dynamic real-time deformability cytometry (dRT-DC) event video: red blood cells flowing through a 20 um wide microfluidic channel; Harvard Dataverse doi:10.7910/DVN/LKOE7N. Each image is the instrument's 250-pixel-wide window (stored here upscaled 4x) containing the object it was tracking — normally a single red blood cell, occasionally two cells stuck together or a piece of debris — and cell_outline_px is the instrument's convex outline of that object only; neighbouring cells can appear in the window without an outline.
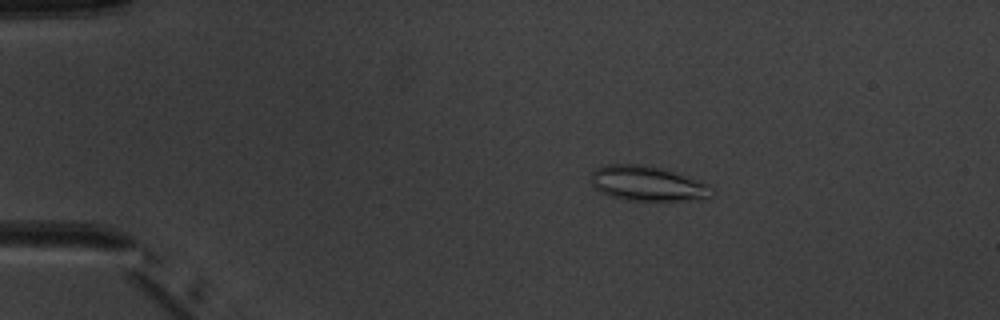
{"species": "common noctule bat (a hibernating species)", "species_latin": "Nyctalus noctula", "temperature_condition": "warm", "stored_images_in_passage": 8, "camera_frame_rate_fps": 3000, "um_per_image_px": 0.085, "animal": {"sex": "male", "body_mass_g": 20.1, "forearm_length_mm": 53.5}, "frame": {"image": 1, "passage_image": 3, "time_ms": 2.333, "image_size_px": [1000, 320], "cell_outline_px": [[712, 196], [704, 200], [624, 200], [600, 192], [592, 184], [592, 172], [596, 168], [604, 164], [640, 164], [664, 168], [708, 184]], "centroid_in_image_um": [55.02, 15.59], "position_along_channel_um": 30.0, "area_um2": 24.51}}
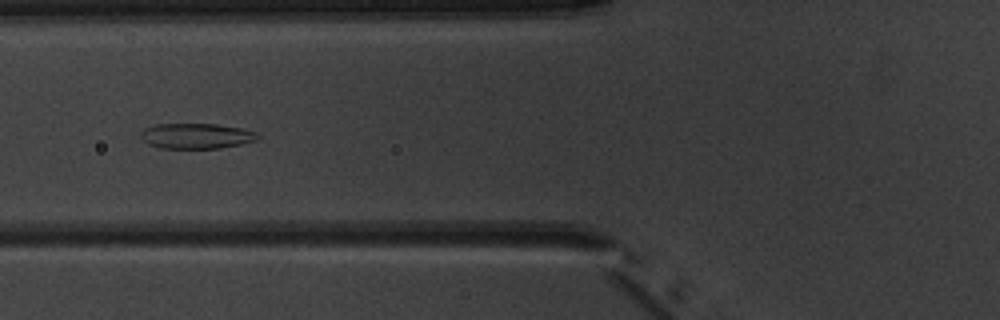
{"frame": {"image": 2, "passage_image": 6, "time_ms": 6.0, "image_size_px": [1000, 320], "cell_outline_px": [[260, 136], [256, 140], [240, 144], [220, 148], [160, 148], [148, 144], [140, 136], [140, 132], [144, 128], [156, 124], [216, 124], [244, 128], [260, 132]], "centroid_in_image_um": [16.72, 11.55], "position_along_channel_um": 109.1, "area_um2": 17.46}}
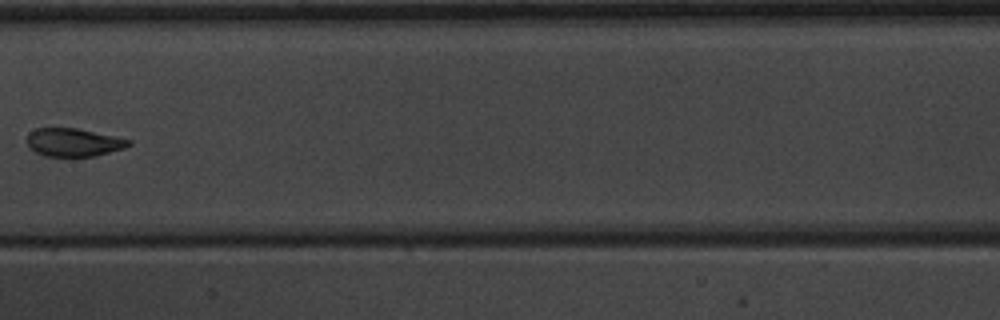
{"frame": {"image": 3, "passage_image": 8, "time_ms": 8.333, "image_size_px": [1000, 320], "cell_outline_px": [[132, 144], [124, 148], [96, 156], [44, 156], [28, 148], [28, 132], [36, 128], [76, 128], [132, 140]], "centroid_in_image_um": [6.24, 12.1], "position_along_channel_um": 201.2, "area_um2": 16.65}}